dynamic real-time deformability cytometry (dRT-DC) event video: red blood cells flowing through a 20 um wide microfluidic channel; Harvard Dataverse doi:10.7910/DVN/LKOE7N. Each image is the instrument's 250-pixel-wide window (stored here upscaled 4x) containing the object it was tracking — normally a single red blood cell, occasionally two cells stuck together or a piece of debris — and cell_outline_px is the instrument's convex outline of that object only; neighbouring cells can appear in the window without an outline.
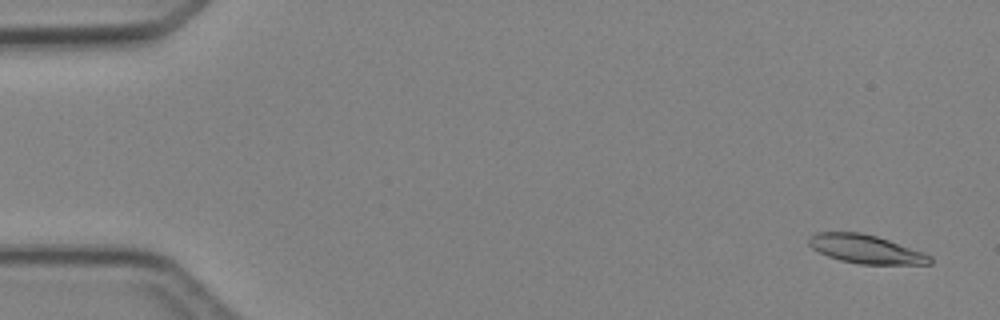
{"species": "Egyptian fruit bat (a non-hibernating species)", "species_latin": "Rousettus aegyptiacus", "temperature_condition": "cold", "stored_images_in_passage": 6, "camera_frame_rate_fps": 3000, "um_per_image_px": 0.085, "animal": {"sex": "female"}, "frame": {"image": 1, "passage_image": 1, "time_ms": 0.0, "image_size_px": [1000, 320], "cell_outline_px": [[932, 264], [860, 264], [840, 260], [828, 256], [812, 248], [808, 244], [808, 240], [816, 232], [860, 232], [876, 236], [924, 252], [932, 256]], "centroid_in_image_um": [73.61, 21.18], "position_along_channel_um": 11.4, "area_um2": 20.06}}
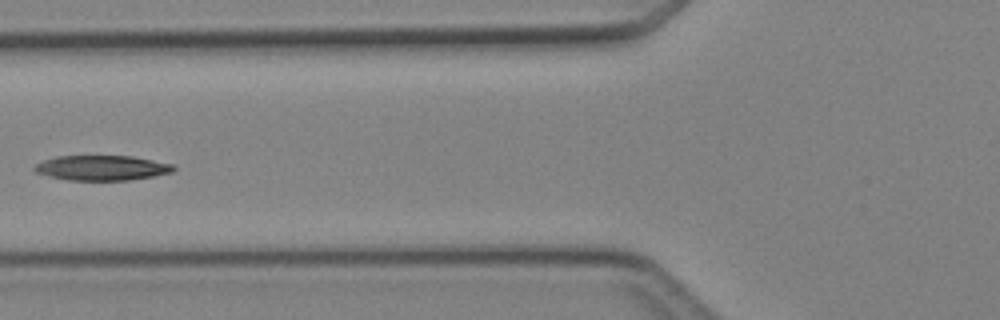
{"frame": {"image": 2, "passage_image": 5, "time_ms": 5.667, "image_size_px": [1000, 320], "cell_outline_px": [[176, 168], [172, 172], [156, 176], [128, 180], [68, 180], [36, 172], [32, 168], [36, 164], [44, 160], [56, 156], [132, 156], [172, 164]], "centroid_in_image_um": [8.68, 14.27], "position_along_channel_um": 117.1, "area_um2": 20.11}}
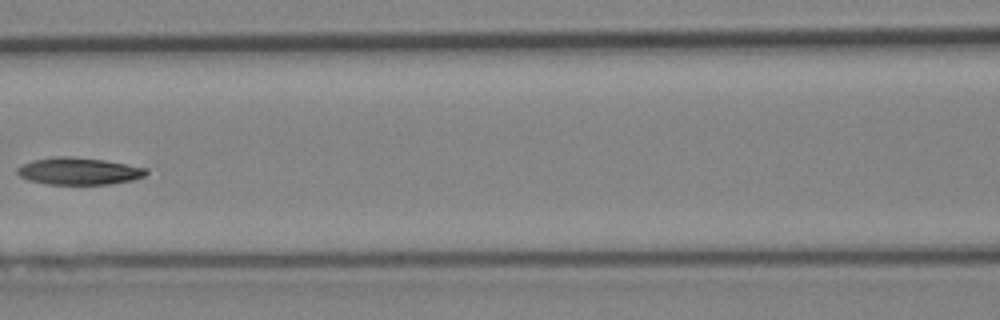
{"frame": {"image": 3, "passage_image": 6, "time_ms": 6.667, "image_size_px": [1000, 320], "cell_outline_px": [[148, 172], [144, 176], [132, 180], [112, 184], [48, 184], [28, 180], [20, 176], [16, 172], [16, 168], [32, 160], [56, 156], [68, 156], [104, 160], [148, 168]], "centroid_in_image_um": [6.7, 14.54], "position_along_channel_um": 159.9, "area_um2": 20.35}}